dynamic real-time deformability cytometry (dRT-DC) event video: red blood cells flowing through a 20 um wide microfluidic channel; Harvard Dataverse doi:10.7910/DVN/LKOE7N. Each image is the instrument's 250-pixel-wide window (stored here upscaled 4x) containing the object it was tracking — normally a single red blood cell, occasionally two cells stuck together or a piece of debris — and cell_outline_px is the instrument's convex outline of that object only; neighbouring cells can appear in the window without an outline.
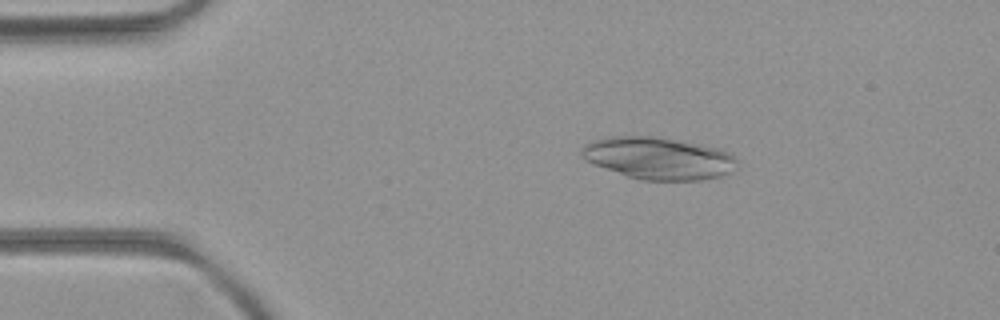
{"species": "common noctule bat (a hibernating species)", "species_latin": "Nyctalus noctula", "temperature_condition": "room temperature", "stored_images_in_passage": 51, "camera_frame_rate_fps": 3000, "um_per_image_px": 0.085, "animal": {"sex": "female", "body_mass_g": 21.9}, "frame": {"image": 1, "passage_image": 9, "time_ms": 2.667, "image_size_px": [1000, 320], "cell_outline_px": [[740, 168], [732, 172], [720, 176], [700, 180], [644, 180], [628, 176], [592, 164], [584, 160], [580, 152], [584, 144], [592, 140], [612, 136], [652, 136], [720, 148], [728, 152], [736, 160]], "centroid_in_image_um": [55.97, 13.45], "position_along_channel_um": 29.0, "area_um2": 38.21}}